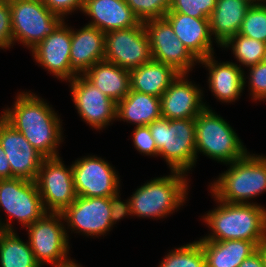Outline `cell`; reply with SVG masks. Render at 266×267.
Masks as SVG:
<instances>
[{
  "label": "cell",
  "instance_id": "6da1fadb",
  "mask_svg": "<svg viewBox=\"0 0 266 267\" xmlns=\"http://www.w3.org/2000/svg\"><path fill=\"white\" fill-rule=\"evenodd\" d=\"M11 108L1 116L45 158L57 157L59 144L63 142L62 122L49 103L39 96L21 92Z\"/></svg>",
  "mask_w": 266,
  "mask_h": 267
},
{
  "label": "cell",
  "instance_id": "7a4b0ae2",
  "mask_svg": "<svg viewBox=\"0 0 266 267\" xmlns=\"http://www.w3.org/2000/svg\"><path fill=\"white\" fill-rule=\"evenodd\" d=\"M203 220L211 229L205 240H247L257 246L266 238V208L256 203H227L220 200Z\"/></svg>",
  "mask_w": 266,
  "mask_h": 267
},
{
  "label": "cell",
  "instance_id": "3957f363",
  "mask_svg": "<svg viewBox=\"0 0 266 267\" xmlns=\"http://www.w3.org/2000/svg\"><path fill=\"white\" fill-rule=\"evenodd\" d=\"M210 184L214 198L227 203H251L248 200L266 191V156L249 152L230 164ZM248 199V200H247Z\"/></svg>",
  "mask_w": 266,
  "mask_h": 267
},
{
  "label": "cell",
  "instance_id": "277c9868",
  "mask_svg": "<svg viewBox=\"0 0 266 267\" xmlns=\"http://www.w3.org/2000/svg\"><path fill=\"white\" fill-rule=\"evenodd\" d=\"M187 174L171 171V175L154 178L139 187L130 197L133 216L163 218L172 214L187 199ZM186 178V179H185Z\"/></svg>",
  "mask_w": 266,
  "mask_h": 267
},
{
  "label": "cell",
  "instance_id": "5b68a950",
  "mask_svg": "<svg viewBox=\"0 0 266 267\" xmlns=\"http://www.w3.org/2000/svg\"><path fill=\"white\" fill-rule=\"evenodd\" d=\"M155 140L158 156H162L171 171L188 173L196 160L195 118H159L147 125Z\"/></svg>",
  "mask_w": 266,
  "mask_h": 267
},
{
  "label": "cell",
  "instance_id": "8992f818",
  "mask_svg": "<svg viewBox=\"0 0 266 267\" xmlns=\"http://www.w3.org/2000/svg\"><path fill=\"white\" fill-rule=\"evenodd\" d=\"M195 136L196 159L201 152L217 162L230 164L248 153L229 122L208 105L195 118Z\"/></svg>",
  "mask_w": 266,
  "mask_h": 267
},
{
  "label": "cell",
  "instance_id": "52a82bcc",
  "mask_svg": "<svg viewBox=\"0 0 266 267\" xmlns=\"http://www.w3.org/2000/svg\"><path fill=\"white\" fill-rule=\"evenodd\" d=\"M62 213L46 212L39 220L26 227L28 243L36 261L54 267H73L77 263L68 258L69 236L63 225Z\"/></svg>",
  "mask_w": 266,
  "mask_h": 267
},
{
  "label": "cell",
  "instance_id": "ba28073f",
  "mask_svg": "<svg viewBox=\"0 0 266 267\" xmlns=\"http://www.w3.org/2000/svg\"><path fill=\"white\" fill-rule=\"evenodd\" d=\"M13 44L18 41L33 50L64 22L42 0H11Z\"/></svg>",
  "mask_w": 266,
  "mask_h": 267
},
{
  "label": "cell",
  "instance_id": "9c48e42d",
  "mask_svg": "<svg viewBox=\"0 0 266 267\" xmlns=\"http://www.w3.org/2000/svg\"><path fill=\"white\" fill-rule=\"evenodd\" d=\"M0 208L7 213L8 220L14 218L25 228L46 213L36 182L22 178L0 179ZM8 220L6 223L0 220L2 230L15 231Z\"/></svg>",
  "mask_w": 266,
  "mask_h": 267
},
{
  "label": "cell",
  "instance_id": "30bf717a",
  "mask_svg": "<svg viewBox=\"0 0 266 267\" xmlns=\"http://www.w3.org/2000/svg\"><path fill=\"white\" fill-rule=\"evenodd\" d=\"M46 212L63 213L76 199L72 165L60 156L44 158L35 180Z\"/></svg>",
  "mask_w": 266,
  "mask_h": 267
},
{
  "label": "cell",
  "instance_id": "8fae6325",
  "mask_svg": "<svg viewBox=\"0 0 266 267\" xmlns=\"http://www.w3.org/2000/svg\"><path fill=\"white\" fill-rule=\"evenodd\" d=\"M104 60L127 70L150 62V40L144 23L105 33Z\"/></svg>",
  "mask_w": 266,
  "mask_h": 267
},
{
  "label": "cell",
  "instance_id": "7c38bea8",
  "mask_svg": "<svg viewBox=\"0 0 266 267\" xmlns=\"http://www.w3.org/2000/svg\"><path fill=\"white\" fill-rule=\"evenodd\" d=\"M77 196L110 197L120 192V181L114 167L101 157L85 156L72 164Z\"/></svg>",
  "mask_w": 266,
  "mask_h": 267
},
{
  "label": "cell",
  "instance_id": "4fadbf2b",
  "mask_svg": "<svg viewBox=\"0 0 266 267\" xmlns=\"http://www.w3.org/2000/svg\"><path fill=\"white\" fill-rule=\"evenodd\" d=\"M150 40L152 60L172 66L179 73L192 71L199 61L186 49L165 18L144 22Z\"/></svg>",
  "mask_w": 266,
  "mask_h": 267
},
{
  "label": "cell",
  "instance_id": "5bb4252c",
  "mask_svg": "<svg viewBox=\"0 0 266 267\" xmlns=\"http://www.w3.org/2000/svg\"><path fill=\"white\" fill-rule=\"evenodd\" d=\"M68 82L77 112L89 126L102 130L116 120L117 104L83 75H77Z\"/></svg>",
  "mask_w": 266,
  "mask_h": 267
},
{
  "label": "cell",
  "instance_id": "9a60e30c",
  "mask_svg": "<svg viewBox=\"0 0 266 267\" xmlns=\"http://www.w3.org/2000/svg\"><path fill=\"white\" fill-rule=\"evenodd\" d=\"M62 215L72 231L91 237L106 235L113 227L110 197L77 196Z\"/></svg>",
  "mask_w": 266,
  "mask_h": 267
},
{
  "label": "cell",
  "instance_id": "2e32d148",
  "mask_svg": "<svg viewBox=\"0 0 266 267\" xmlns=\"http://www.w3.org/2000/svg\"><path fill=\"white\" fill-rule=\"evenodd\" d=\"M0 145L6 153L13 178L35 181L44 156L0 116Z\"/></svg>",
  "mask_w": 266,
  "mask_h": 267
},
{
  "label": "cell",
  "instance_id": "e0dca14e",
  "mask_svg": "<svg viewBox=\"0 0 266 267\" xmlns=\"http://www.w3.org/2000/svg\"><path fill=\"white\" fill-rule=\"evenodd\" d=\"M31 51L35 61L58 79L70 81L78 75L71 66V28L65 22Z\"/></svg>",
  "mask_w": 266,
  "mask_h": 267
},
{
  "label": "cell",
  "instance_id": "ac0fdd59",
  "mask_svg": "<svg viewBox=\"0 0 266 267\" xmlns=\"http://www.w3.org/2000/svg\"><path fill=\"white\" fill-rule=\"evenodd\" d=\"M188 74L179 73L171 85L161 95V116L172 119L196 118L205 108L202 90L186 77Z\"/></svg>",
  "mask_w": 266,
  "mask_h": 267
},
{
  "label": "cell",
  "instance_id": "d6986e66",
  "mask_svg": "<svg viewBox=\"0 0 266 267\" xmlns=\"http://www.w3.org/2000/svg\"><path fill=\"white\" fill-rule=\"evenodd\" d=\"M164 18L170 23L178 39L198 61L214 55V38L210 33L209 19L193 18L177 12H167Z\"/></svg>",
  "mask_w": 266,
  "mask_h": 267
},
{
  "label": "cell",
  "instance_id": "ffe728a7",
  "mask_svg": "<svg viewBox=\"0 0 266 267\" xmlns=\"http://www.w3.org/2000/svg\"><path fill=\"white\" fill-rule=\"evenodd\" d=\"M82 12L92 18L88 25L104 33L141 23L125 0H84Z\"/></svg>",
  "mask_w": 266,
  "mask_h": 267
},
{
  "label": "cell",
  "instance_id": "44dd1931",
  "mask_svg": "<svg viewBox=\"0 0 266 267\" xmlns=\"http://www.w3.org/2000/svg\"><path fill=\"white\" fill-rule=\"evenodd\" d=\"M208 56L201 59L198 63L205 65L209 70V89L219 101L230 103L241 96L246 82L244 81V70L241 65L233 62L218 63L213 57Z\"/></svg>",
  "mask_w": 266,
  "mask_h": 267
},
{
  "label": "cell",
  "instance_id": "7402d4cb",
  "mask_svg": "<svg viewBox=\"0 0 266 267\" xmlns=\"http://www.w3.org/2000/svg\"><path fill=\"white\" fill-rule=\"evenodd\" d=\"M104 57V32L88 24L77 31L71 28L70 60L72 69L78 75H83L94 64L104 61Z\"/></svg>",
  "mask_w": 266,
  "mask_h": 267
},
{
  "label": "cell",
  "instance_id": "603a6c76",
  "mask_svg": "<svg viewBox=\"0 0 266 267\" xmlns=\"http://www.w3.org/2000/svg\"><path fill=\"white\" fill-rule=\"evenodd\" d=\"M250 6L245 0H216L208 19L211 36L214 35L218 45L238 34Z\"/></svg>",
  "mask_w": 266,
  "mask_h": 267
},
{
  "label": "cell",
  "instance_id": "cb8c5ba5",
  "mask_svg": "<svg viewBox=\"0 0 266 267\" xmlns=\"http://www.w3.org/2000/svg\"><path fill=\"white\" fill-rule=\"evenodd\" d=\"M83 76L116 104L130 92L129 70L105 60L94 64Z\"/></svg>",
  "mask_w": 266,
  "mask_h": 267
},
{
  "label": "cell",
  "instance_id": "d4e9b609",
  "mask_svg": "<svg viewBox=\"0 0 266 267\" xmlns=\"http://www.w3.org/2000/svg\"><path fill=\"white\" fill-rule=\"evenodd\" d=\"M130 90L161 97L179 75L172 66L154 60L129 70Z\"/></svg>",
  "mask_w": 266,
  "mask_h": 267
},
{
  "label": "cell",
  "instance_id": "484cf974",
  "mask_svg": "<svg viewBox=\"0 0 266 267\" xmlns=\"http://www.w3.org/2000/svg\"><path fill=\"white\" fill-rule=\"evenodd\" d=\"M198 241L205 255L206 267H239L258 248L254 242L247 240Z\"/></svg>",
  "mask_w": 266,
  "mask_h": 267
},
{
  "label": "cell",
  "instance_id": "4316f807",
  "mask_svg": "<svg viewBox=\"0 0 266 267\" xmlns=\"http://www.w3.org/2000/svg\"><path fill=\"white\" fill-rule=\"evenodd\" d=\"M160 97L130 90L117 103L116 119L132 123L136 126H147L161 118Z\"/></svg>",
  "mask_w": 266,
  "mask_h": 267
},
{
  "label": "cell",
  "instance_id": "83f0119b",
  "mask_svg": "<svg viewBox=\"0 0 266 267\" xmlns=\"http://www.w3.org/2000/svg\"><path fill=\"white\" fill-rule=\"evenodd\" d=\"M0 266L41 267L29 243L23 242L14 231L0 233Z\"/></svg>",
  "mask_w": 266,
  "mask_h": 267
},
{
  "label": "cell",
  "instance_id": "f1b7e54d",
  "mask_svg": "<svg viewBox=\"0 0 266 267\" xmlns=\"http://www.w3.org/2000/svg\"><path fill=\"white\" fill-rule=\"evenodd\" d=\"M220 47L231 48L234 57L238 60L241 65L250 67L256 65L264 60L266 43L257 41L240 34L229 38Z\"/></svg>",
  "mask_w": 266,
  "mask_h": 267
},
{
  "label": "cell",
  "instance_id": "f546056e",
  "mask_svg": "<svg viewBox=\"0 0 266 267\" xmlns=\"http://www.w3.org/2000/svg\"><path fill=\"white\" fill-rule=\"evenodd\" d=\"M159 267H206L205 255L199 241L168 252Z\"/></svg>",
  "mask_w": 266,
  "mask_h": 267
},
{
  "label": "cell",
  "instance_id": "4dcf8cb0",
  "mask_svg": "<svg viewBox=\"0 0 266 267\" xmlns=\"http://www.w3.org/2000/svg\"><path fill=\"white\" fill-rule=\"evenodd\" d=\"M238 34L266 43V1L249 7Z\"/></svg>",
  "mask_w": 266,
  "mask_h": 267
},
{
  "label": "cell",
  "instance_id": "1f68e13d",
  "mask_svg": "<svg viewBox=\"0 0 266 267\" xmlns=\"http://www.w3.org/2000/svg\"><path fill=\"white\" fill-rule=\"evenodd\" d=\"M141 22L164 18L170 10L171 0H125Z\"/></svg>",
  "mask_w": 266,
  "mask_h": 267
},
{
  "label": "cell",
  "instance_id": "d6a6232c",
  "mask_svg": "<svg viewBox=\"0 0 266 267\" xmlns=\"http://www.w3.org/2000/svg\"><path fill=\"white\" fill-rule=\"evenodd\" d=\"M216 0H171L168 12L182 13L193 18L208 19L215 9Z\"/></svg>",
  "mask_w": 266,
  "mask_h": 267
},
{
  "label": "cell",
  "instance_id": "836d02e7",
  "mask_svg": "<svg viewBox=\"0 0 266 267\" xmlns=\"http://www.w3.org/2000/svg\"><path fill=\"white\" fill-rule=\"evenodd\" d=\"M249 68V76L244 77V81L248 78L249 89L251 91L250 95L255 101H264V99L266 100V63L262 61Z\"/></svg>",
  "mask_w": 266,
  "mask_h": 267
},
{
  "label": "cell",
  "instance_id": "e575fe53",
  "mask_svg": "<svg viewBox=\"0 0 266 267\" xmlns=\"http://www.w3.org/2000/svg\"><path fill=\"white\" fill-rule=\"evenodd\" d=\"M133 143L134 147L144 155L158 156L159 151L157 149L154 138L152 137L148 126H136L133 131Z\"/></svg>",
  "mask_w": 266,
  "mask_h": 267
},
{
  "label": "cell",
  "instance_id": "d590c367",
  "mask_svg": "<svg viewBox=\"0 0 266 267\" xmlns=\"http://www.w3.org/2000/svg\"><path fill=\"white\" fill-rule=\"evenodd\" d=\"M13 46L11 11L8 0H0V48Z\"/></svg>",
  "mask_w": 266,
  "mask_h": 267
},
{
  "label": "cell",
  "instance_id": "8d00e7d4",
  "mask_svg": "<svg viewBox=\"0 0 266 267\" xmlns=\"http://www.w3.org/2000/svg\"><path fill=\"white\" fill-rule=\"evenodd\" d=\"M47 8L57 16H61L63 19L65 15L79 9L82 11L84 0H42Z\"/></svg>",
  "mask_w": 266,
  "mask_h": 267
},
{
  "label": "cell",
  "instance_id": "74e56055",
  "mask_svg": "<svg viewBox=\"0 0 266 267\" xmlns=\"http://www.w3.org/2000/svg\"><path fill=\"white\" fill-rule=\"evenodd\" d=\"M119 192L115 195L110 196V206H111V223L112 226L123 219L126 215L132 216L130 200H126V202L121 201Z\"/></svg>",
  "mask_w": 266,
  "mask_h": 267
},
{
  "label": "cell",
  "instance_id": "f35d334b",
  "mask_svg": "<svg viewBox=\"0 0 266 267\" xmlns=\"http://www.w3.org/2000/svg\"><path fill=\"white\" fill-rule=\"evenodd\" d=\"M13 178L11 167L7 159L6 153L0 145V179Z\"/></svg>",
  "mask_w": 266,
  "mask_h": 267
},
{
  "label": "cell",
  "instance_id": "ab89813d",
  "mask_svg": "<svg viewBox=\"0 0 266 267\" xmlns=\"http://www.w3.org/2000/svg\"><path fill=\"white\" fill-rule=\"evenodd\" d=\"M239 267H265L259 250L257 249L254 253L244 259Z\"/></svg>",
  "mask_w": 266,
  "mask_h": 267
},
{
  "label": "cell",
  "instance_id": "60d3db41",
  "mask_svg": "<svg viewBox=\"0 0 266 267\" xmlns=\"http://www.w3.org/2000/svg\"><path fill=\"white\" fill-rule=\"evenodd\" d=\"M263 258L264 261V265L266 267V238L258 244V248H257Z\"/></svg>",
  "mask_w": 266,
  "mask_h": 267
},
{
  "label": "cell",
  "instance_id": "b9f144b4",
  "mask_svg": "<svg viewBox=\"0 0 266 267\" xmlns=\"http://www.w3.org/2000/svg\"><path fill=\"white\" fill-rule=\"evenodd\" d=\"M245 1L251 5H254V4L264 3L266 0H245Z\"/></svg>",
  "mask_w": 266,
  "mask_h": 267
},
{
  "label": "cell",
  "instance_id": "7bdbcfd3",
  "mask_svg": "<svg viewBox=\"0 0 266 267\" xmlns=\"http://www.w3.org/2000/svg\"><path fill=\"white\" fill-rule=\"evenodd\" d=\"M263 62L266 63V51H265V56H264V60H263Z\"/></svg>",
  "mask_w": 266,
  "mask_h": 267
},
{
  "label": "cell",
  "instance_id": "ee69618b",
  "mask_svg": "<svg viewBox=\"0 0 266 267\" xmlns=\"http://www.w3.org/2000/svg\"><path fill=\"white\" fill-rule=\"evenodd\" d=\"M73 267H82V266H80V265L77 263V264L74 265Z\"/></svg>",
  "mask_w": 266,
  "mask_h": 267
}]
</instances>
